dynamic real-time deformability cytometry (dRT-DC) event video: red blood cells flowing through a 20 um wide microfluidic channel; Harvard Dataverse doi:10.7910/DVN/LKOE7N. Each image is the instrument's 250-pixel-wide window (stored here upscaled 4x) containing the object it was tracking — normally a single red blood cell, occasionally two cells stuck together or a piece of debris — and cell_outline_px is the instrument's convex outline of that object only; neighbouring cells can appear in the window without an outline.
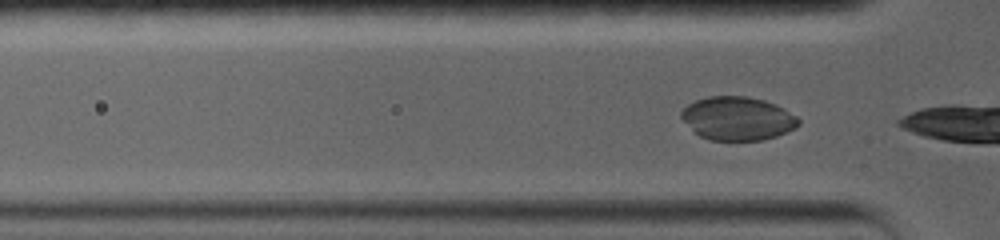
{"species": "common noctule bat (a hibernating species)", "species_latin": "Nyctalus noctula", "temperature_condition": "warm", "stored_images_in_passage": 12, "camera_frame_rate_fps": 5000, "um_per_image_px": 0.085, "animal": {"sex": "female", "body_mass_g": 19.0, "forearm_length_mm": 56.7}, "frame": {"image": 1, "passage_image": 4, "time_ms": 0.4, "image_size_px": [1000, 240], "cell_outline_px": [[800, 124], [796, 128], [776, 136], [760, 140], [708, 140], [692, 132], [680, 116], [680, 112], [688, 104], [696, 100], [708, 96], [748, 96], [764, 100], [776, 104], [784, 108], [796, 116], [800, 120]], "centroid_in_image_um": [62.68, 10.07], "position_along_channel_um": 63.1, "area_um2": 29.94}}